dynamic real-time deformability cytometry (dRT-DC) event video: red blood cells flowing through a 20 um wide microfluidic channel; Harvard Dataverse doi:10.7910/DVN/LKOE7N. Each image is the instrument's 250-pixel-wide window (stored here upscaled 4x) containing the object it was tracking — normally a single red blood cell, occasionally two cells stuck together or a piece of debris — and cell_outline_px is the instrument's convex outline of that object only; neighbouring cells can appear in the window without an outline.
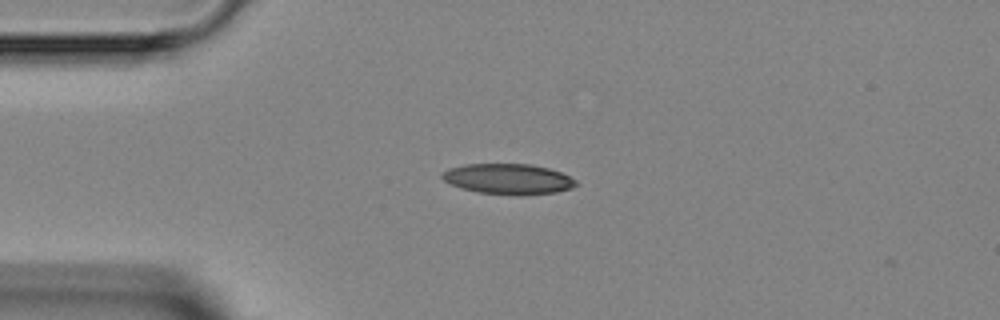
{"species": "Egyptian fruit bat (a non-hibernating species)", "species_latin": "Rousettus aegyptiacus", "temperature_condition": "room temperature", "stored_images_in_passage": 2, "camera_frame_rate_fps": 3000, "um_per_image_px": 0.085, "animal": {"sex": "female"}, "frame": {"image": 1, "passage_image": 1, "time_ms": 0.0, "image_size_px": [1000, 320], "cell_outline_px": [[580, 184], [572, 188], [556, 192], [520, 196], [480, 192], [464, 188], [452, 184], [444, 180], [440, 176], [448, 168], [464, 164], [532, 164], [548, 168], [560, 172], [576, 180]], "centroid_in_image_um": [43.24, 15.21], "position_along_channel_um": 41.8, "area_um2": 23.76}}
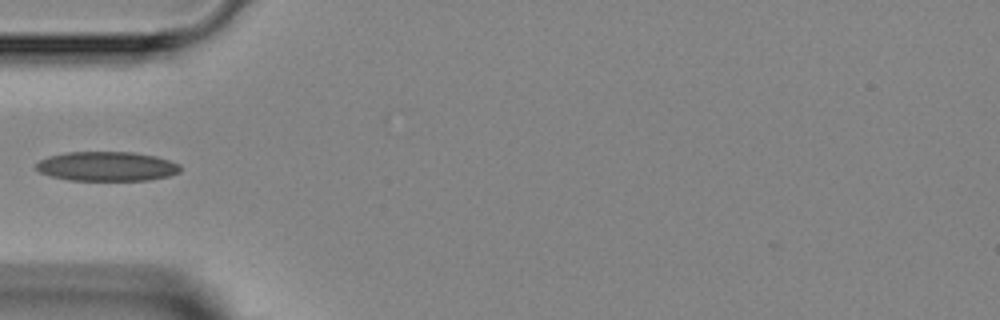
{"frame": {"image": 2, "passage_image": 2, "time_ms": 1.333, "image_size_px": [1000, 320], "cell_outline_px": [[180, 172], [168, 176], [148, 180], [68, 180], [52, 176], [40, 172], [36, 168], [36, 164], [40, 160], [48, 156], [68, 152], [132, 152], [156, 156], [180, 164]], "centroid_in_image_um": [9.09, 14.14], "position_along_channel_um": 75.9, "area_um2": 24.62}}